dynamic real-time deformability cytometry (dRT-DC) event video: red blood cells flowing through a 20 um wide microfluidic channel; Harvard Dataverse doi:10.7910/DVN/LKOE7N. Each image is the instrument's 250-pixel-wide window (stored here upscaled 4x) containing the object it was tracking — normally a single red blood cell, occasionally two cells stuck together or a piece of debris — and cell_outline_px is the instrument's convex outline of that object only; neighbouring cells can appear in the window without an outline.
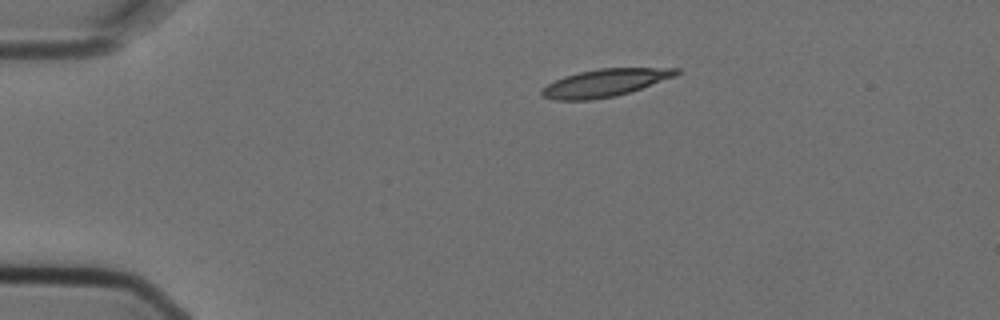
{"species": "Egyptian fruit bat (a non-hibernating species)", "species_latin": "Rousettus aegyptiacus", "temperature_condition": "cold", "stored_images_in_passage": 3, "camera_frame_rate_fps": 3000, "um_per_image_px": 0.085, "animal": {"sex": "female"}, "frame": {"image": 1, "passage_image": 1, "time_ms": 0.0, "image_size_px": [1000, 320], "cell_outline_px": [[680, 72], [676, 76], [616, 96], [592, 100], [556, 100], [540, 96], [540, 92], [548, 84], [564, 76], [580, 72], [600, 68], [680, 68]], "centroid_in_image_um": [51.41, 7.04], "position_along_channel_um": 33.6, "area_um2": 21.44}}
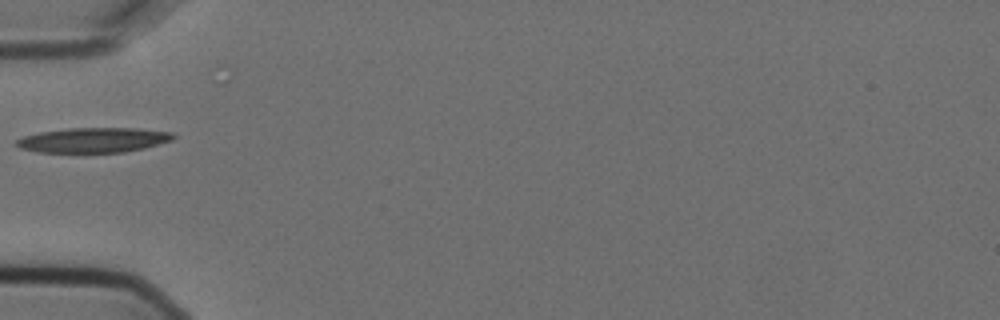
{"frame": {"image": 2, "passage_image": 3, "time_ms": 0.667, "image_size_px": [1000, 320], "cell_outline_px": [[176, 136], [172, 140], [144, 148], [124, 152], [36, 152], [20, 148], [12, 144], [16, 140], [24, 136], [40, 132], [68, 128], [140, 128], [172, 132]], "centroid_in_image_um": [7.93, 11.9], "position_along_channel_um": 77.1, "area_um2": 22.83}}